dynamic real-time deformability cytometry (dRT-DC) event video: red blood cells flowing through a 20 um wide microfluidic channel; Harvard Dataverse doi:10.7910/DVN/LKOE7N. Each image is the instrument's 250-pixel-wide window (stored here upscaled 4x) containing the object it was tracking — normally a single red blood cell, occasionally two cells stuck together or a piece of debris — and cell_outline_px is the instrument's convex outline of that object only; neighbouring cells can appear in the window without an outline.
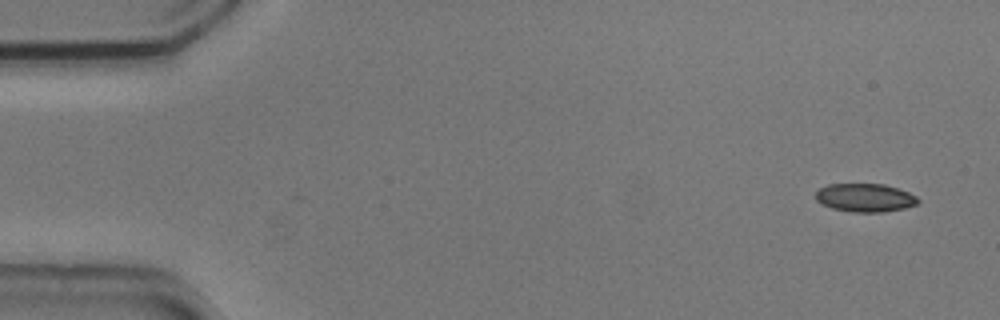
{"species": "common noctule bat (a hibernating species)", "species_latin": "Nyctalus noctula", "temperature_condition": "cold", "stored_images_in_passage": 53, "segment_of_instrument_passage": [1, 2], "camera_frame_rate_fps": 3000, "um_per_image_px": 0.085, "animal": {"sex": "male", "body_mass_g": 20.5, "forearm_length_mm": 52.5}, "frame": {"image": 1, "passage_image": 1, "time_ms": 0.0, "image_size_px": [1000, 320], "cell_outline_px": [[920, 200], [916, 204], [904, 208], [884, 212], [852, 212], [832, 208], [820, 204], [816, 200], [816, 192], [820, 188], [828, 184], [884, 184], [908, 192], [916, 196]], "centroid_in_image_um": [73.51, 16.81], "position_along_channel_um": 11.5, "area_um2": 16.88}}
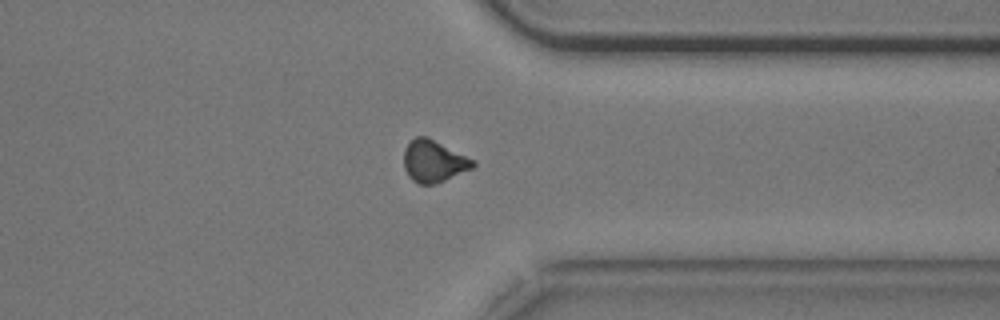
{"frame": {"image": 2, "passage_image": 40, "time_ms": 13.0, "image_size_px": [1000, 320], "cell_outline_px": [[476, 164], [472, 168], [436, 184], [416, 184], [408, 176], [404, 168], [404, 148], [416, 136], [428, 136], [476, 160]], "centroid_in_image_um": [36.87, 13.7], "position_along_channel_um": 374.5, "area_um2": 17.11}}
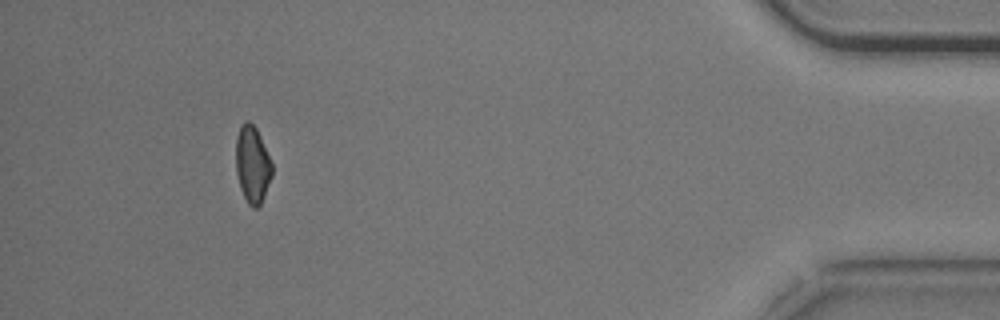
{"frame": {"image": 3, "passage_image": 48, "time_ms": 15.667, "image_size_px": [1000, 320], "cell_outline_px": [[272, 176], [264, 196], [260, 204], [256, 208], [252, 208], [248, 204], [240, 188], [236, 172], [236, 136], [240, 124], [244, 120], [248, 120], [256, 128], [260, 136], [272, 164]], "centroid_in_image_um": [21.44, 13.96], "position_along_channel_um": 413.8, "area_um2": 16.24}}